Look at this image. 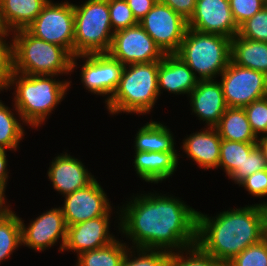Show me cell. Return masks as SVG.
I'll return each instance as SVG.
<instances>
[{
	"mask_svg": "<svg viewBox=\"0 0 267 266\" xmlns=\"http://www.w3.org/2000/svg\"><path fill=\"white\" fill-rule=\"evenodd\" d=\"M134 197L118 216L119 232L132 240L133 248L172 253L196 245L198 211L171 195L151 192Z\"/></svg>",
	"mask_w": 267,
	"mask_h": 266,
	"instance_id": "cell-1",
	"label": "cell"
},
{
	"mask_svg": "<svg viewBox=\"0 0 267 266\" xmlns=\"http://www.w3.org/2000/svg\"><path fill=\"white\" fill-rule=\"evenodd\" d=\"M267 207L261 203L222 211L215 217L197 212L196 245L228 263L267 236Z\"/></svg>",
	"mask_w": 267,
	"mask_h": 266,
	"instance_id": "cell-2",
	"label": "cell"
},
{
	"mask_svg": "<svg viewBox=\"0 0 267 266\" xmlns=\"http://www.w3.org/2000/svg\"><path fill=\"white\" fill-rule=\"evenodd\" d=\"M55 76L25 75L13 71L9 88L16 87L14 109L24 124L37 128L64 100L71 81L56 80Z\"/></svg>",
	"mask_w": 267,
	"mask_h": 266,
	"instance_id": "cell-3",
	"label": "cell"
},
{
	"mask_svg": "<svg viewBox=\"0 0 267 266\" xmlns=\"http://www.w3.org/2000/svg\"><path fill=\"white\" fill-rule=\"evenodd\" d=\"M160 61L124 65L118 87L106 108L110 114H149L159 99L158 69Z\"/></svg>",
	"mask_w": 267,
	"mask_h": 266,
	"instance_id": "cell-4",
	"label": "cell"
},
{
	"mask_svg": "<svg viewBox=\"0 0 267 266\" xmlns=\"http://www.w3.org/2000/svg\"><path fill=\"white\" fill-rule=\"evenodd\" d=\"M13 71L25 75L71 73L72 55L63 47L31 35L26 29L12 32Z\"/></svg>",
	"mask_w": 267,
	"mask_h": 266,
	"instance_id": "cell-5",
	"label": "cell"
},
{
	"mask_svg": "<svg viewBox=\"0 0 267 266\" xmlns=\"http://www.w3.org/2000/svg\"><path fill=\"white\" fill-rule=\"evenodd\" d=\"M176 55L199 80H215L231 61V38L188 28Z\"/></svg>",
	"mask_w": 267,
	"mask_h": 266,
	"instance_id": "cell-6",
	"label": "cell"
},
{
	"mask_svg": "<svg viewBox=\"0 0 267 266\" xmlns=\"http://www.w3.org/2000/svg\"><path fill=\"white\" fill-rule=\"evenodd\" d=\"M74 8L73 56L107 53L114 31L110 21L108 0H88Z\"/></svg>",
	"mask_w": 267,
	"mask_h": 266,
	"instance_id": "cell-7",
	"label": "cell"
},
{
	"mask_svg": "<svg viewBox=\"0 0 267 266\" xmlns=\"http://www.w3.org/2000/svg\"><path fill=\"white\" fill-rule=\"evenodd\" d=\"M26 30L38 39L65 48L73 56V3L67 1L55 4L49 0Z\"/></svg>",
	"mask_w": 267,
	"mask_h": 266,
	"instance_id": "cell-8",
	"label": "cell"
},
{
	"mask_svg": "<svg viewBox=\"0 0 267 266\" xmlns=\"http://www.w3.org/2000/svg\"><path fill=\"white\" fill-rule=\"evenodd\" d=\"M220 76L227 107L244 108L267 96V75L263 72L236 65L231 60Z\"/></svg>",
	"mask_w": 267,
	"mask_h": 266,
	"instance_id": "cell-9",
	"label": "cell"
},
{
	"mask_svg": "<svg viewBox=\"0 0 267 266\" xmlns=\"http://www.w3.org/2000/svg\"><path fill=\"white\" fill-rule=\"evenodd\" d=\"M85 60L81 68V82L90 93L106 96L110 100L120 82L124 65L108 53L81 54L72 57L71 72L77 67V59Z\"/></svg>",
	"mask_w": 267,
	"mask_h": 266,
	"instance_id": "cell-10",
	"label": "cell"
},
{
	"mask_svg": "<svg viewBox=\"0 0 267 266\" xmlns=\"http://www.w3.org/2000/svg\"><path fill=\"white\" fill-rule=\"evenodd\" d=\"M164 54H176L188 29V21L161 1L139 21Z\"/></svg>",
	"mask_w": 267,
	"mask_h": 266,
	"instance_id": "cell-11",
	"label": "cell"
},
{
	"mask_svg": "<svg viewBox=\"0 0 267 266\" xmlns=\"http://www.w3.org/2000/svg\"><path fill=\"white\" fill-rule=\"evenodd\" d=\"M107 53L123 65L161 61L165 55L140 24L115 31Z\"/></svg>",
	"mask_w": 267,
	"mask_h": 266,
	"instance_id": "cell-12",
	"label": "cell"
},
{
	"mask_svg": "<svg viewBox=\"0 0 267 266\" xmlns=\"http://www.w3.org/2000/svg\"><path fill=\"white\" fill-rule=\"evenodd\" d=\"M61 208L66 226L106 215L111 202L96 178L86 187L67 194Z\"/></svg>",
	"mask_w": 267,
	"mask_h": 266,
	"instance_id": "cell-13",
	"label": "cell"
},
{
	"mask_svg": "<svg viewBox=\"0 0 267 266\" xmlns=\"http://www.w3.org/2000/svg\"><path fill=\"white\" fill-rule=\"evenodd\" d=\"M19 219L22 245L42 252L48 247L54 246L61 238L59 251L62 252L66 241L67 226L60 207L51 208L49 211L43 212V214L31 221L28 227L24 224L22 218L19 217Z\"/></svg>",
	"mask_w": 267,
	"mask_h": 266,
	"instance_id": "cell-14",
	"label": "cell"
},
{
	"mask_svg": "<svg viewBox=\"0 0 267 266\" xmlns=\"http://www.w3.org/2000/svg\"><path fill=\"white\" fill-rule=\"evenodd\" d=\"M188 28L231 39L239 31L232 16L229 0H197L195 12L188 21Z\"/></svg>",
	"mask_w": 267,
	"mask_h": 266,
	"instance_id": "cell-15",
	"label": "cell"
},
{
	"mask_svg": "<svg viewBox=\"0 0 267 266\" xmlns=\"http://www.w3.org/2000/svg\"><path fill=\"white\" fill-rule=\"evenodd\" d=\"M111 213L112 209L104 216L67 226L66 241L62 252L70 250L76 252L78 256L116 240L109 232Z\"/></svg>",
	"mask_w": 267,
	"mask_h": 266,
	"instance_id": "cell-16",
	"label": "cell"
},
{
	"mask_svg": "<svg viewBox=\"0 0 267 266\" xmlns=\"http://www.w3.org/2000/svg\"><path fill=\"white\" fill-rule=\"evenodd\" d=\"M64 153L52 160L47 172L53 188L63 196L86 187L95 179L79 159Z\"/></svg>",
	"mask_w": 267,
	"mask_h": 266,
	"instance_id": "cell-17",
	"label": "cell"
},
{
	"mask_svg": "<svg viewBox=\"0 0 267 266\" xmlns=\"http://www.w3.org/2000/svg\"><path fill=\"white\" fill-rule=\"evenodd\" d=\"M188 96L192 113L206 121V127H215L227 109L221 83L214 79L199 80Z\"/></svg>",
	"mask_w": 267,
	"mask_h": 266,
	"instance_id": "cell-18",
	"label": "cell"
},
{
	"mask_svg": "<svg viewBox=\"0 0 267 266\" xmlns=\"http://www.w3.org/2000/svg\"><path fill=\"white\" fill-rule=\"evenodd\" d=\"M198 81L188 65L176 54H165L159 63L157 79L159 95L163 93L162 89L175 95H189Z\"/></svg>",
	"mask_w": 267,
	"mask_h": 266,
	"instance_id": "cell-19",
	"label": "cell"
},
{
	"mask_svg": "<svg viewBox=\"0 0 267 266\" xmlns=\"http://www.w3.org/2000/svg\"><path fill=\"white\" fill-rule=\"evenodd\" d=\"M221 138L215 127L204 128L183 140L181 148L199 168H218Z\"/></svg>",
	"mask_w": 267,
	"mask_h": 266,
	"instance_id": "cell-20",
	"label": "cell"
},
{
	"mask_svg": "<svg viewBox=\"0 0 267 266\" xmlns=\"http://www.w3.org/2000/svg\"><path fill=\"white\" fill-rule=\"evenodd\" d=\"M178 156L177 152L135 151L133 163L139 178L157 184L174 174Z\"/></svg>",
	"mask_w": 267,
	"mask_h": 266,
	"instance_id": "cell-21",
	"label": "cell"
},
{
	"mask_svg": "<svg viewBox=\"0 0 267 266\" xmlns=\"http://www.w3.org/2000/svg\"><path fill=\"white\" fill-rule=\"evenodd\" d=\"M49 0H0V20L6 32L26 29Z\"/></svg>",
	"mask_w": 267,
	"mask_h": 266,
	"instance_id": "cell-22",
	"label": "cell"
},
{
	"mask_svg": "<svg viewBox=\"0 0 267 266\" xmlns=\"http://www.w3.org/2000/svg\"><path fill=\"white\" fill-rule=\"evenodd\" d=\"M231 60L236 65L267 75V43L249 40L236 34L231 39Z\"/></svg>",
	"mask_w": 267,
	"mask_h": 266,
	"instance_id": "cell-23",
	"label": "cell"
},
{
	"mask_svg": "<svg viewBox=\"0 0 267 266\" xmlns=\"http://www.w3.org/2000/svg\"><path fill=\"white\" fill-rule=\"evenodd\" d=\"M135 136V151L177 152L173 134L167 126L160 122H147Z\"/></svg>",
	"mask_w": 267,
	"mask_h": 266,
	"instance_id": "cell-24",
	"label": "cell"
},
{
	"mask_svg": "<svg viewBox=\"0 0 267 266\" xmlns=\"http://www.w3.org/2000/svg\"><path fill=\"white\" fill-rule=\"evenodd\" d=\"M257 146L256 142L221 140L218 168H223L229 179L239 184L244 179L246 156Z\"/></svg>",
	"mask_w": 267,
	"mask_h": 266,
	"instance_id": "cell-25",
	"label": "cell"
},
{
	"mask_svg": "<svg viewBox=\"0 0 267 266\" xmlns=\"http://www.w3.org/2000/svg\"><path fill=\"white\" fill-rule=\"evenodd\" d=\"M221 139L237 142H257L244 108L227 107L215 126Z\"/></svg>",
	"mask_w": 267,
	"mask_h": 266,
	"instance_id": "cell-26",
	"label": "cell"
},
{
	"mask_svg": "<svg viewBox=\"0 0 267 266\" xmlns=\"http://www.w3.org/2000/svg\"><path fill=\"white\" fill-rule=\"evenodd\" d=\"M128 248L116 238L104 247L79 254L76 266H120Z\"/></svg>",
	"mask_w": 267,
	"mask_h": 266,
	"instance_id": "cell-27",
	"label": "cell"
},
{
	"mask_svg": "<svg viewBox=\"0 0 267 266\" xmlns=\"http://www.w3.org/2000/svg\"><path fill=\"white\" fill-rule=\"evenodd\" d=\"M22 245L19 217L10 210L0 217V263Z\"/></svg>",
	"mask_w": 267,
	"mask_h": 266,
	"instance_id": "cell-28",
	"label": "cell"
},
{
	"mask_svg": "<svg viewBox=\"0 0 267 266\" xmlns=\"http://www.w3.org/2000/svg\"><path fill=\"white\" fill-rule=\"evenodd\" d=\"M20 121L24 123V120H18L11 109L0 100V149H18L25 133Z\"/></svg>",
	"mask_w": 267,
	"mask_h": 266,
	"instance_id": "cell-29",
	"label": "cell"
},
{
	"mask_svg": "<svg viewBox=\"0 0 267 266\" xmlns=\"http://www.w3.org/2000/svg\"><path fill=\"white\" fill-rule=\"evenodd\" d=\"M168 266H228V264L213 258L203 252L197 245H194L184 250L170 253Z\"/></svg>",
	"mask_w": 267,
	"mask_h": 266,
	"instance_id": "cell-30",
	"label": "cell"
},
{
	"mask_svg": "<svg viewBox=\"0 0 267 266\" xmlns=\"http://www.w3.org/2000/svg\"><path fill=\"white\" fill-rule=\"evenodd\" d=\"M134 252H137V257L133 255ZM169 256L170 252L165 250L138 247L133 249V247H130L125 253L120 266H168Z\"/></svg>",
	"mask_w": 267,
	"mask_h": 266,
	"instance_id": "cell-31",
	"label": "cell"
},
{
	"mask_svg": "<svg viewBox=\"0 0 267 266\" xmlns=\"http://www.w3.org/2000/svg\"><path fill=\"white\" fill-rule=\"evenodd\" d=\"M238 35L267 43V5L239 26Z\"/></svg>",
	"mask_w": 267,
	"mask_h": 266,
	"instance_id": "cell-32",
	"label": "cell"
},
{
	"mask_svg": "<svg viewBox=\"0 0 267 266\" xmlns=\"http://www.w3.org/2000/svg\"><path fill=\"white\" fill-rule=\"evenodd\" d=\"M228 266H267V236L235 256Z\"/></svg>",
	"mask_w": 267,
	"mask_h": 266,
	"instance_id": "cell-33",
	"label": "cell"
},
{
	"mask_svg": "<svg viewBox=\"0 0 267 266\" xmlns=\"http://www.w3.org/2000/svg\"><path fill=\"white\" fill-rule=\"evenodd\" d=\"M108 7L114 32L139 24L126 0H108Z\"/></svg>",
	"mask_w": 267,
	"mask_h": 266,
	"instance_id": "cell-34",
	"label": "cell"
},
{
	"mask_svg": "<svg viewBox=\"0 0 267 266\" xmlns=\"http://www.w3.org/2000/svg\"><path fill=\"white\" fill-rule=\"evenodd\" d=\"M9 35V32H0V91L9 89L13 73V44L5 39Z\"/></svg>",
	"mask_w": 267,
	"mask_h": 266,
	"instance_id": "cell-35",
	"label": "cell"
},
{
	"mask_svg": "<svg viewBox=\"0 0 267 266\" xmlns=\"http://www.w3.org/2000/svg\"><path fill=\"white\" fill-rule=\"evenodd\" d=\"M251 129L255 136L267 135V97L253 101L244 107Z\"/></svg>",
	"mask_w": 267,
	"mask_h": 266,
	"instance_id": "cell-36",
	"label": "cell"
},
{
	"mask_svg": "<svg viewBox=\"0 0 267 266\" xmlns=\"http://www.w3.org/2000/svg\"><path fill=\"white\" fill-rule=\"evenodd\" d=\"M229 4L233 19L239 27L267 5V0H229Z\"/></svg>",
	"mask_w": 267,
	"mask_h": 266,
	"instance_id": "cell-37",
	"label": "cell"
},
{
	"mask_svg": "<svg viewBox=\"0 0 267 266\" xmlns=\"http://www.w3.org/2000/svg\"><path fill=\"white\" fill-rule=\"evenodd\" d=\"M241 185L254 197L267 196V169L247 176L239 183V186Z\"/></svg>",
	"mask_w": 267,
	"mask_h": 266,
	"instance_id": "cell-38",
	"label": "cell"
},
{
	"mask_svg": "<svg viewBox=\"0 0 267 266\" xmlns=\"http://www.w3.org/2000/svg\"><path fill=\"white\" fill-rule=\"evenodd\" d=\"M265 169H267L266 159L264 158L259 147L256 146L245 158L244 179L257 171Z\"/></svg>",
	"mask_w": 267,
	"mask_h": 266,
	"instance_id": "cell-39",
	"label": "cell"
},
{
	"mask_svg": "<svg viewBox=\"0 0 267 266\" xmlns=\"http://www.w3.org/2000/svg\"><path fill=\"white\" fill-rule=\"evenodd\" d=\"M169 6L174 12L189 21L195 12L197 0H159Z\"/></svg>",
	"mask_w": 267,
	"mask_h": 266,
	"instance_id": "cell-40",
	"label": "cell"
},
{
	"mask_svg": "<svg viewBox=\"0 0 267 266\" xmlns=\"http://www.w3.org/2000/svg\"><path fill=\"white\" fill-rule=\"evenodd\" d=\"M134 17L139 22L157 3L158 0H126Z\"/></svg>",
	"mask_w": 267,
	"mask_h": 266,
	"instance_id": "cell-41",
	"label": "cell"
},
{
	"mask_svg": "<svg viewBox=\"0 0 267 266\" xmlns=\"http://www.w3.org/2000/svg\"><path fill=\"white\" fill-rule=\"evenodd\" d=\"M6 149H0V187L5 191L8 181Z\"/></svg>",
	"mask_w": 267,
	"mask_h": 266,
	"instance_id": "cell-42",
	"label": "cell"
},
{
	"mask_svg": "<svg viewBox=\"0 0 267 266\" xmlns=\"http://www.w3.org/2000/svg\"><path fill=\"white\" fill-rule=\"evenodd\" d=\"M6 196H5V191L0 187V217L5 215L7 212H9L11 209L9 208L10 206H6Z\"/></svg>",
	"mask_w": 267,
	"mask_h": 266,
	"instance_id": "cell-43",
	"label": "cell"
},
{
	"mask_svg": "<svg viewBox=\"0 0 267 266\" xmlns=\"http://www.w3.org/2000/svg\"><path fill=\"white\" fill-rule=\"evenodd\" d=\"M257 146L261 150L264 158L266 159L267 162V135L261 136V138H258L256 142Z\"/></svg>",
	"mask_w": 267,
	"mask_h": 266,
	"instance_id": "cell-44",
	"label": "cell"
},
{
	"mask_svg": "<svg viewBox=\"0 0 267 266\" xmlns=\"http://www.w3.org/2000/svg\"><path fill=\"white\" fill-rule=\"evenodd\" d=\"M0 32H6L0 20Z\"/></svg>",
	"mask_w": 267,
	"mask_h": 266,
	"instance_id": "cell-45",
	"label": "cell"
},
{
	"mask_svg": "<svg viewBox=\"0 0 267 266\" xmlns=\"http://www.w3.org/2000/svg\"><path fill=\"white\" fill-rule=\"evenodd\" d=\"M263 206H265V207H267V202H264L263 201V203H261Z\"/></svg>",
	"mask_w": 267,
	"mask_h": 266,
	"instance_id": "cell-46",
	"label": "cell"
}]
</instances>
